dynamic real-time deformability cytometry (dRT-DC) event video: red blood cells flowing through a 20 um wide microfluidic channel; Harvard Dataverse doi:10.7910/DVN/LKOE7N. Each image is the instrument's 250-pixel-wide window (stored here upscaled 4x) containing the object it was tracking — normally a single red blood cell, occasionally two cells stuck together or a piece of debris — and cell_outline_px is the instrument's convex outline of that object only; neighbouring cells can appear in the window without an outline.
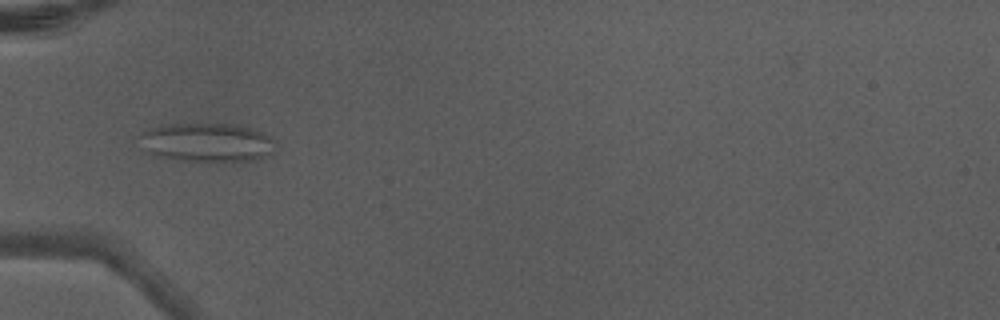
{"species": "Egyptian fruit bat (a non-hibernating species)", "species_latin": "Rousettus aegyptiacus", "temperature_condition": "warm", "stored_images_in_passage": 5, "camera_frame_rate_fps": 3000, "um_per_image_px": 0.085, "animal": {"sex": "male"}, "frame": {"image": 1, "passage_image": 5, "time_ms": 1.333, "image_size_px": [1000, 320], "cell_outline_px": [[276, 140], [272, 156], [252, 160], [220, 164], [184, 160], [156, 156], [148, 152], [140, 136], [144, 132], [152, 128], [168, 124], [232, 124], [252, 128]], "centroid_in_image_um": [17.7, 12.15], "position_along_channel_um": 67.3, "area_um2": 31.15}}